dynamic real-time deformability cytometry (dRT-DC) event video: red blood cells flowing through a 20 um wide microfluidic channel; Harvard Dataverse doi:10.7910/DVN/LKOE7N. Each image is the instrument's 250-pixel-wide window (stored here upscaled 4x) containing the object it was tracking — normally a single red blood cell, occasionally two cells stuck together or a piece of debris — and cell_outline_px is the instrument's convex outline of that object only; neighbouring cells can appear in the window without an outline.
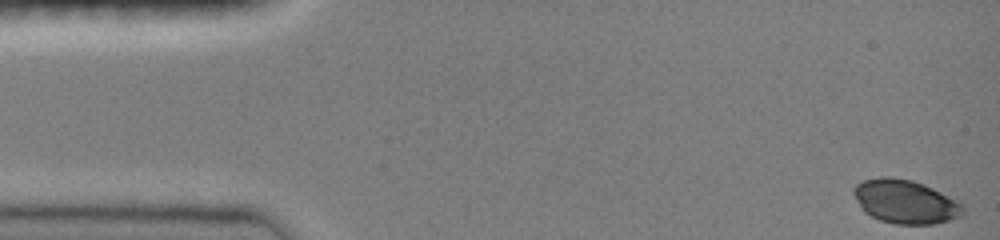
{"species": "common noctule bat (a hibernating species)", "species_latin": "Nyctalus noctula", "temperature_condition": "room temperature", "stored_images_in_passage": 25, "camera_frame_rate_fps": 3000, "um_per_image_px": 0.085, "animal": {"sex": "female", "body_mass_g": 19.0, "forearm_length_mm": 51.5}, "frame": {"image": 1, "passage_image": 1, "time_ms": 0.0, "image_size_px": [1000, 240], "cell_outline_px": [[964, 216], [936, 224], [896, 224], [880, 220], [864, 212], [860, 208], [852, 192], [852, 188], [856, 184], [864, 180], [880, 176], [888, 176], [912, 180], [924, 184], [932, 188], [960, 204], [964, 212]], "centroid_in_image_um": [76.9, 17.14], "position_along_channel_um": 8.1, "area_um2": 27.8}}
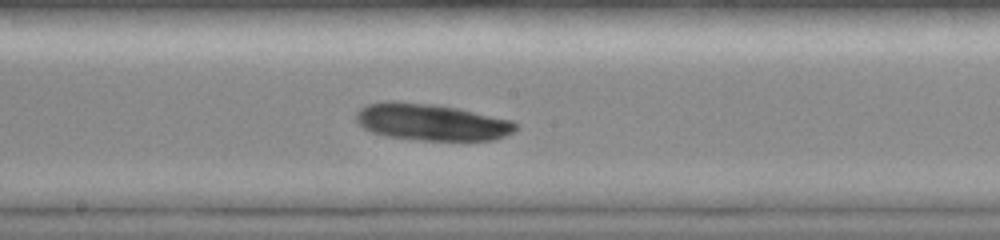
{"frame": {"image": 2, "passage_image": 14, "time_ms": 4.333, "image_size_px": [1000, 240], "cell_outline_px": [[520, 128], [504, 136], [492, 140], [420, 140], [388, 136], [372, 132], [364, 128], [356, 120], [356, 112], [364, 104], [388, 100], [396, 100], [436, 104], [456, 108], [512, 120], [520, 124]], "centroid_in_image_um": [36.66, 10.36], "position_along_channel_um": 211.5, "area_um2": 34.45}}
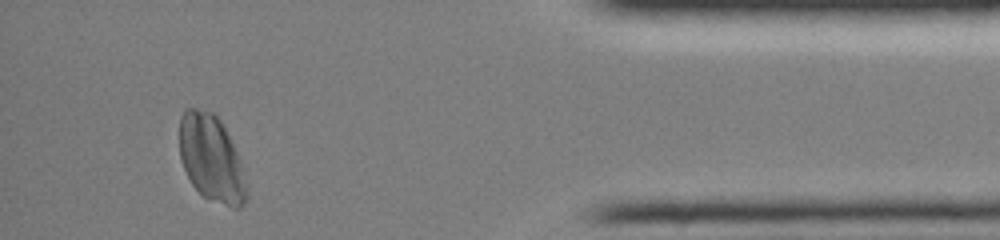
{"frame": {"image": 3, "passage_image": 24, "time_ms": 7.667, "image_size_px": [1000, 240], "cell_outline_px": [[248, 196], [244, 204], [240, 208], [232, 208], [208, 200], [192, 184], [180, 160], [180, 116], [184, 108], [196, 108], [216, 112], [240, 160], [248, 192]], "centroid_in_image_um": [17.96, 13.47], "position_along_channel_um": 417.2, "area_um2": 33.99}}